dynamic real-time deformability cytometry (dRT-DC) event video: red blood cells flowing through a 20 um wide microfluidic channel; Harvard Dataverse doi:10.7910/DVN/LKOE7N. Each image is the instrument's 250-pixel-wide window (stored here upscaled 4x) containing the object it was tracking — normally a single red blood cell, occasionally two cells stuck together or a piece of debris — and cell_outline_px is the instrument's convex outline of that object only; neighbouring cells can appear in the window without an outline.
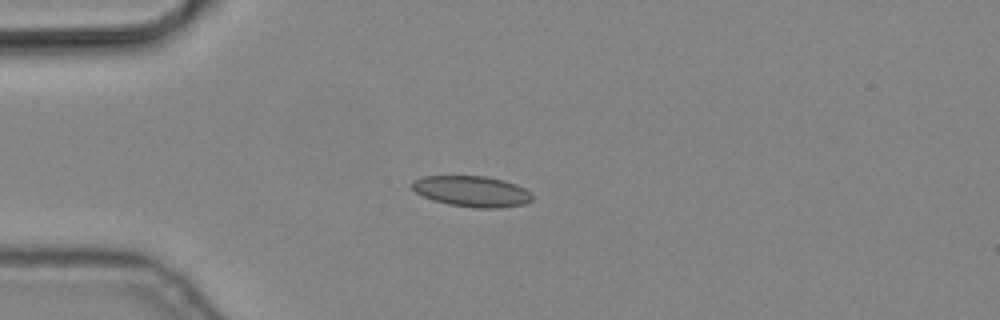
{"species": "common noctule bat (a hibernating species)", "species_latin": "Nyctalus noctula", "temperature_condition": "cold", "stored_images_in_passage": 2, "camera_frame_rate_fps": 3000, "um_per_image_px": 0.085, "animal": {"sex": "male", "body_mass_g": 19.2, "forearm_length_mm": 51.8}, "frame": {"image": 1, "passage_image": 1, "time_ms": 0.0, "image_size_px": [1000, 320], "cell_outline_px": [[532, 200], [524, 204], [500, 208], [476, 208], [448, 204], [432, 200], [416, 192], [412, 188], [412, 180], [424, 176], [488, 176], [504, 180], [516, 184], [532, 192]], "centroid_in_image_um": [40.13, 16.26], "position_along_channel_um": 44.9, "area_um2": 21.73}}